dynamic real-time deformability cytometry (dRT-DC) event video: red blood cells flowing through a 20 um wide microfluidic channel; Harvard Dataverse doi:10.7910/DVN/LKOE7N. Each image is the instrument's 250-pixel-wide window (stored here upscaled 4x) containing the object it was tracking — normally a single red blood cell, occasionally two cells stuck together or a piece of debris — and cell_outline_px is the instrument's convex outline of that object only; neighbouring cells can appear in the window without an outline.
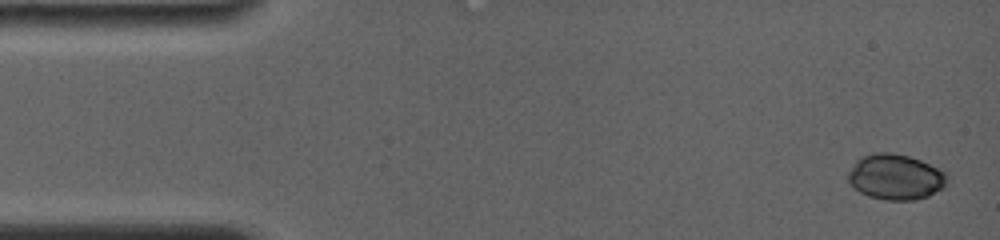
{"species": "common noctule bat (a hibernating species)", "species_latin": "Nyctalus noctula", "temperature_condition": "room temperature", "stored_images_in_passage": 29, "camera_frame_rate_fps": 4000, "um_per_image_px": 0.085, "animal": {"sex": "female", "body_mass_g": 19.0, "forearm_length_mm": 56.7}, "frame": {"image": 1, "passage_image": 1, "time_ms": 0.0, "image_size_px": [1000, 240], "cell_outline_px": [[948, 184], [944, 188], [928, 196], [916, 200], [884, 200], [868, 196], [860, 192], [848, 180], [848, 172], [856, 160], [864, 156], [876, 152], [892, 152], [908, 156], [920, 160], [948, 172]], "centroid_in_image_um": [76.17, 15.04], "position_along_channel_um": 8.8, "area_um2": 26.47}}
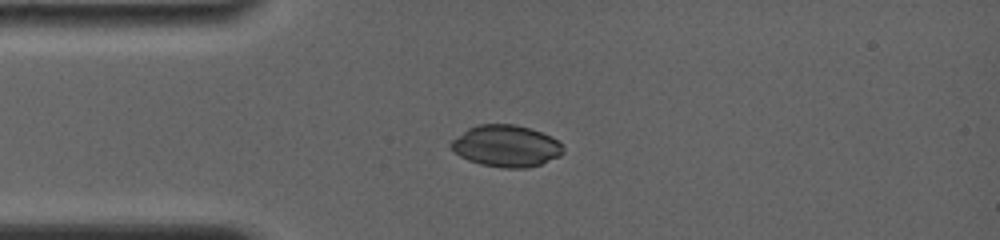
{"frame": {"image": 2, "passage_image": 11, "time_ms": 3.5, "image_size_px": [1000, 240], "cell_outline_px": [[564, 152], [560, 156], [540, 164], [528, 168], [504, 168], [480, 164], [468, 160], [460, 156], [448, 144], [452, 140], [468, 128], [476, 124], [516, 124], [552, 136], [564, 148]], "centroid_in_image_um": [43.02, 12.41], "position_along_channel_um": 42.0, "area_um2": 27.22}}
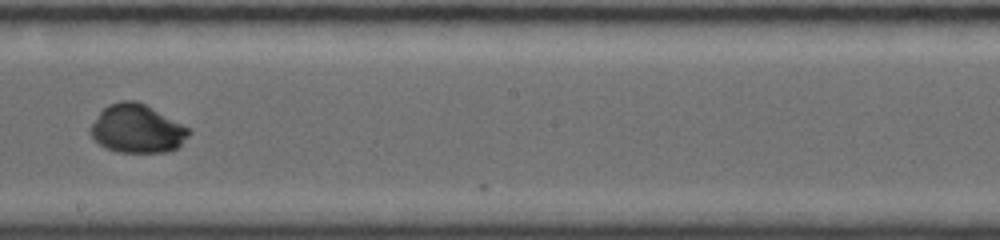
{"frame": {"image": 3, "passage_image": 28, "time_ms": 9.0, "image_size_px": [1000, 240], "cell_outline_px": [[192, 132], [176, 148], [168, 152], [120, 152], [108, 148], [100, 144], [88, 132], [88, 128], [100, 112], [108, 104], [120, 100], [136, 100], [192, 128]], "centroid_in_image_um": [11.66, 10.93], "position_along_channel_um": 236.5, "area_um2": 27.8}}